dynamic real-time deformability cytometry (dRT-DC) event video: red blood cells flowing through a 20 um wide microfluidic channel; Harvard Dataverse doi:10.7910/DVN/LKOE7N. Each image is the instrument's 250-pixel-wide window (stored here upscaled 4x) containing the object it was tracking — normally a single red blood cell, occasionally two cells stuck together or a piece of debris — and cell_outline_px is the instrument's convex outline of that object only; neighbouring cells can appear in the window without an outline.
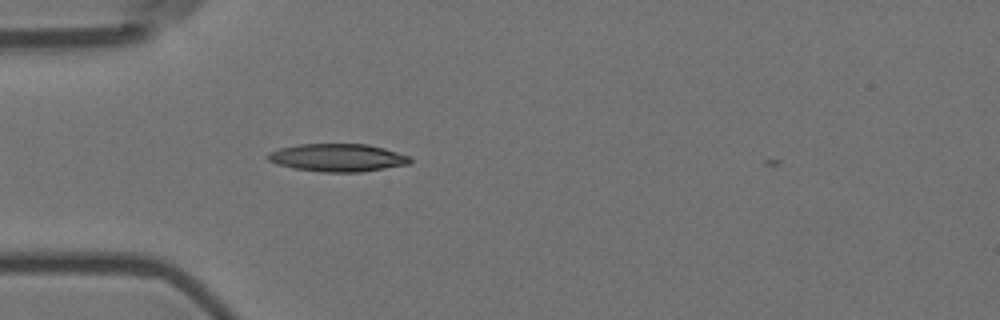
{"species": "Egyptian fruit bat (a non-hibernating species)", "species_latin": "Rousettus aegyptiacus", "temperature_condition": "room temperature", "stored_images_in_passage": 41, "camera_frame_rate_fps": 3000, "um_per_image_px": 0.085, "animal": {"sex": "female"}, "frame": {"image": 1, "passage_image": 2, "time_ms": 0.333, "image_size_px": [1000, 320], "cell_outline_px": [[412, 160], [408, 164], [360, 172], [324, 172], [292, 168], [276, 164], [268, 160], [264, 156], [268, 152], [280, 148], [296, 144], [368, 144], [384, 148], [408, 156]], "centroid_in_image_um": [28.62, 13.4], "position_along_channel_um": 56.4, "area_um2": 23.06}}
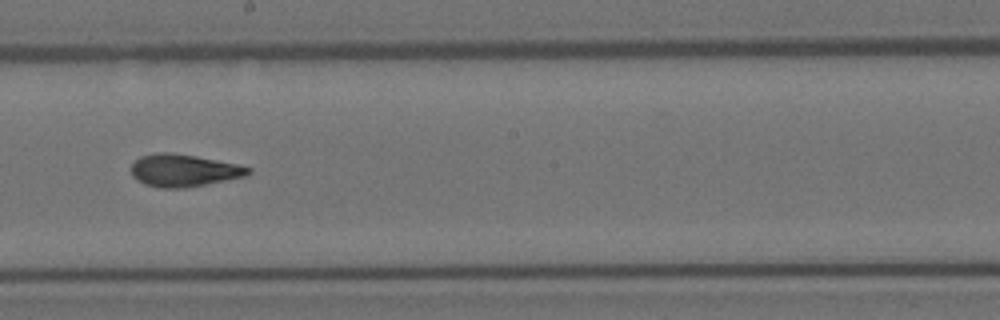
{"frame": {"image": 2, "passage_image": 17, "time_ms": 5.333, "image_size_px": [1000, 320], "cell_outline_px": [[252, 172], [244, 176], [184, 188], [160, 188], [144, 184], [136, 180], [132, 176], [132, 164], [140, 156], [156, 152], [172, 152], [196, 156], [236, 164], [252, 168]], "centroid_in_image_um": [15.57, 14.48], "position_along_channel_um": 232.6, "area_um2": 21.96}}
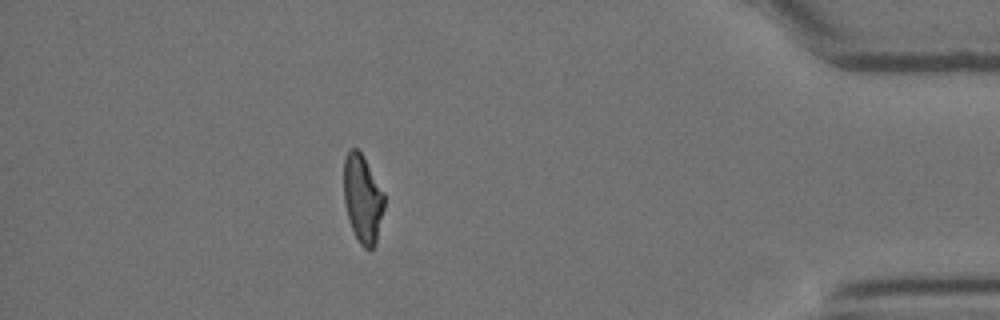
{"frame": {"image": 3, "passage_image": 35, "time_ms": 11.333, "image_size_px": [1000, 320], "cell_outline_px": [[384, 208], [376, 244], [372, 248], [364, 248], [360, 244], [348, 220], [344, 204], [344, 156], [348, 148], [356, 148], [364, 156], [384, 192]], "centroid_in_image_um": [30.82, 16.86], "position_along_channel_um": 404.4, "area_um2": 20.98}, "authors_computed_cell_mechanics": {"area_um2": 21.675, "velocity_mm_per_s": 3.6287, "shape_relaxation_time_tau1_ms": 6.6666, "shape_relaxation_time_tau2_ms": 1.9256, "deformation_change_tau1": 0.2059, "deformation_change_tau2": 0.0953}}